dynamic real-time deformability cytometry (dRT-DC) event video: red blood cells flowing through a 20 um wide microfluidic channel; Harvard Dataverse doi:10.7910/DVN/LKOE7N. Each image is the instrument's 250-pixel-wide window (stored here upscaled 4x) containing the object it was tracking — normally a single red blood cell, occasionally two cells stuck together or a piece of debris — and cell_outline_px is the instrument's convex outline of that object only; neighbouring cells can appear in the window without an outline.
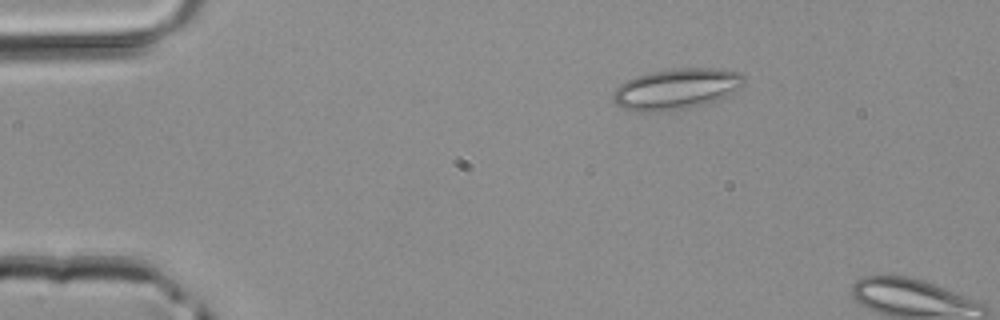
{"species": "common noctule bat (a hibernating species)", "species_latin": "Nyctalus noctula", "temperature_condition": "room temperature", "stored_images_in_passage": 2, "camera_frame_rate_fps": 3000, "um_per_image_px": 0.085, "animal": {"sex": "male", "body_mass_g": 20.4}, "frame": {"image": 1, "passage_image": 1, "time_ms": 0.0, "image_size_px": [1000, 320], "cell_outline_px": [[744, 84], [740, 88], [716, 100], [704, 104], [688, 108], [660, 112], [636, 112], [620, 108], [616, 104], [612, 96], [616, 88], [624, 80], [636, 76], [652, 72], [676, 68], [716, 68], [740, 72], [744, 76]], "centroid_in_image_um": [57.46, 7.57], "position_along_channel_um": 27.5, "area_um2": 31.33}}